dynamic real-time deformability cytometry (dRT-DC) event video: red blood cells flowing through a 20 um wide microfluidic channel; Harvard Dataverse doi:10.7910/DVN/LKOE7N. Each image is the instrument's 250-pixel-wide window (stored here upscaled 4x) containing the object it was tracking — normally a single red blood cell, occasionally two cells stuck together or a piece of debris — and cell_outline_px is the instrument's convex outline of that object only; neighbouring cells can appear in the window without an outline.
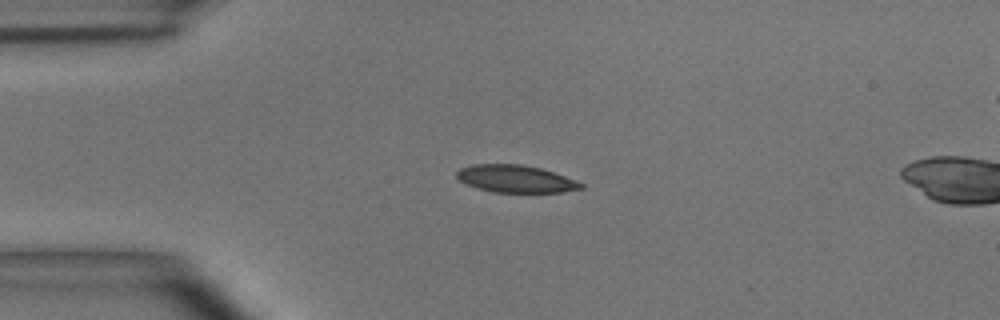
{"species": "common noctule bat (a hibernating species)", "species_latin": "Nyctalus noctula", "temperature_condition": "room temperature", "stored_images_in_passage": 39, "camera_frame_rate_fps": 3000, "um_per_image_px": 0.085, "animal": {"sex": "male", "body_mass_g": 15.6}, "frame": {"image": 1, "passage_image": 1, "time_ms": 0.0, "image_size_px": [1000, 320], "cell_outline_px": [[584, 188], [560, 192], [496, 192], [464, 184], [456, 176], [456, 172], [460, 168], [472, 164], [520, 164], [540, 168], [564, 176], [584, 184]], "centroid_in_image_um": [43.8, 15.19], "position_along_channel_um": 41.2, "area_um2": 19.59}}
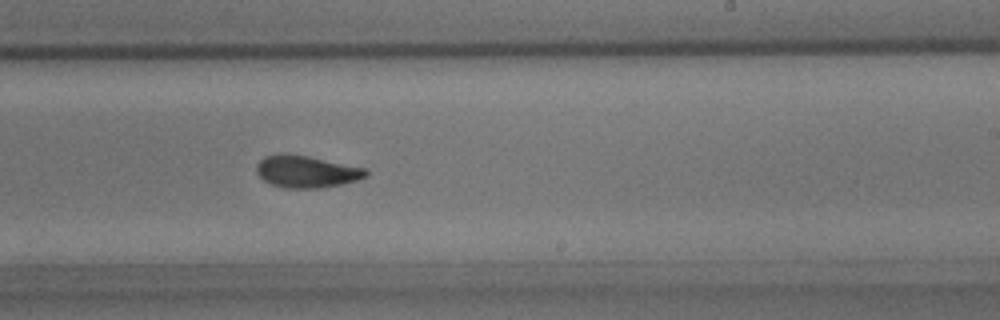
{"frame": {"image": 2, "passage_image": 19, "time_ms": 6.0, "image_size_px": [1000, 320], "cell_outline_px": [[368, 176], [356, 180], [340, 184], [320, 188], [284, 188], [272, 184], [264, 180], [256, 172], [256, 164], [264, 156], [280, 152], [284, 152], [308, 156], [368, 168]], "centroid_in_image_um": [26.04, 14.56], "position_along_channel_um": 263.0, "area_um2": 20.69}}
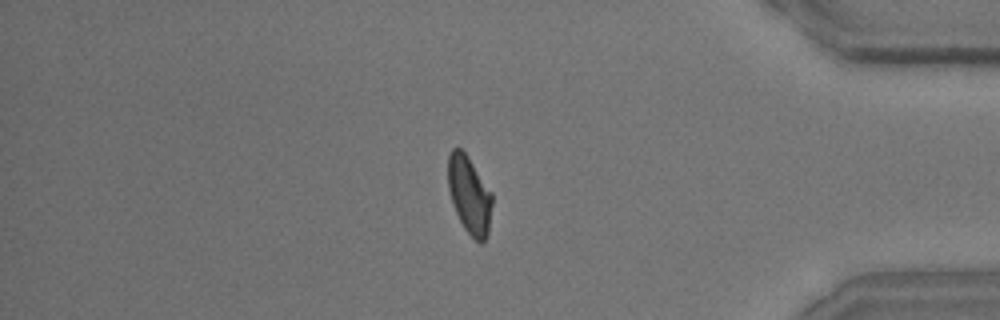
{"frame": {"image": 3, "passage_image": 31, "time_ms": 10.0, "image_size_px": [1000, 320], "cell_outline_px": [[492, 204], [488, 232], [484, 240], [480, 244], [464, 228], [452, 204], [448, 188], [448, 156], [452, 148], [460, 148], [468, 156], [492, 192]], "centroid_in_image_um": [39.89, 16.55], "position_along_channel_um": 395.3, "area_um2": 19.88}}